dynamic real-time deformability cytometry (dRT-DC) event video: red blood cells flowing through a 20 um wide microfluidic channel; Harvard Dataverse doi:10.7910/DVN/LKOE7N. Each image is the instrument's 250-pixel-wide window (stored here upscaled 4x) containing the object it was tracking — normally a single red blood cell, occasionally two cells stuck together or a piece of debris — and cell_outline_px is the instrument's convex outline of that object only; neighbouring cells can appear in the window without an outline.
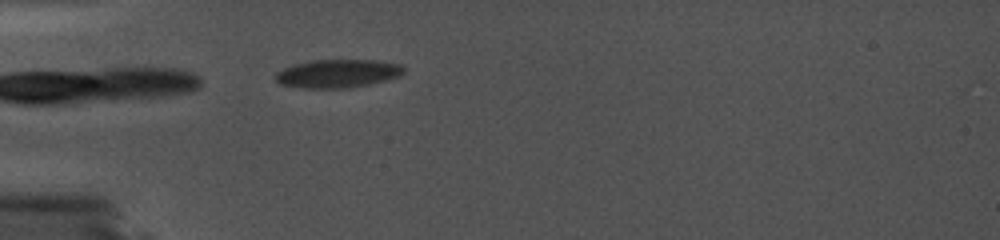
{"species": "common noctule bat (a hibernating species)", "species_latin": "Nyctalus noctula", "temperature_condition": "cold", "stored_images_in_passage": 26, "camera_frame_rate_fps": 5000, "um_per_image_px": 0.085, "animal": {"sex": "female", "body_mass_g": 19.0, "forearm_length_mm": 56.7}, "frame": {"image": 1, "passage_image": 1, "time_ms": 0.0, "image_size_px": [1000, 240], "cell_outline_px": [[404, 72], [400, 76], [388, 80], [352, 88], [304, 88], [280, 84], [276, 80], [276, 72], [292, 64], [312, 60], [376, 60], [404, 64]], "centroid_in_image_um": [28.75, 6.25], "position_along_channel_um": 56.3, "area_um2": 21.44}}
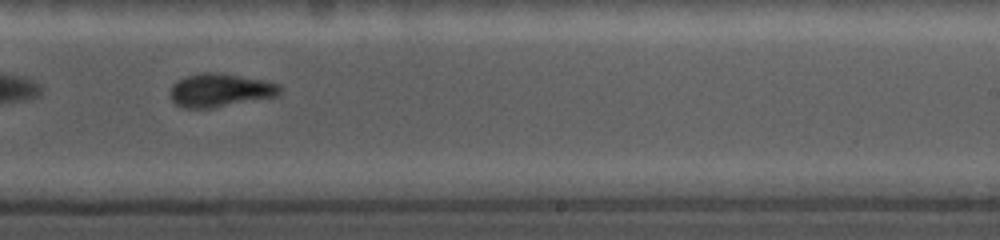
{"frame": {"image": 2, "passage_image": 15, "time_ms": 2.8, "image_size_px": [1000, 240], "cell_outline_px": [[280, 92], [276, 96], [208, 108], [180, 108], [168, 96], [168, 92], [172, 84], [176, 80], [184, 76], [204, 72], [220, 72], [268, 80], [276, 84], [280, 88]], "centroid_in_image_um": [18.62, 7.64], "position_along_channel_um": 270.4, "area_um2": 21.5}}